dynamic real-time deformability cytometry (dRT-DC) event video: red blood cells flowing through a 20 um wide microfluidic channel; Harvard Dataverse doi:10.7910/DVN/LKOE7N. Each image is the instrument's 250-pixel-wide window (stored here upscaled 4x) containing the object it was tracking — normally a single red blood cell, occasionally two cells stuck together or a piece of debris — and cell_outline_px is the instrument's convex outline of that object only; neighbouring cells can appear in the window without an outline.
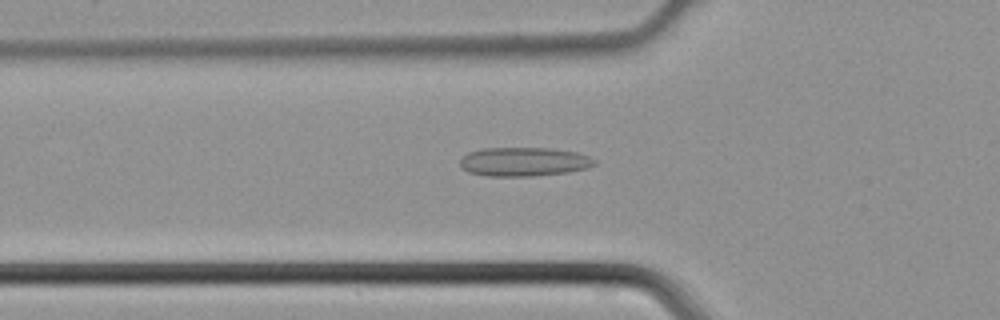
{"species": "common noctule bat (a hibernating species)", "species_latin": "Nyctalus noctula", "temperature_condition": "cold", "stored_images_in_passage": 31, "camera_frame_rate_fps": 3000, "um_per_image_px": 0.085, "animal": {"sex": "male", "body_mass_g": 21.5, "forearm_length_mm": 52.0}, "frame": {"image": 1, "passage_image": 6, "time_ms": 1.667, "image_size_px": [1000, 320], "cell_outline_px": [[596, 164], [588, 168], [568, 172], [532, 176], [488, 176], [468, 172], [460, 168], [460, 160], [468, 152], [484, 148], [552, 148], [576, 152], [588, 156], [596, 160]], "centroid_in_image_um": [44.52, 13.75], "position_along_channel_um": 81.3, "area_um2": 22.77}}
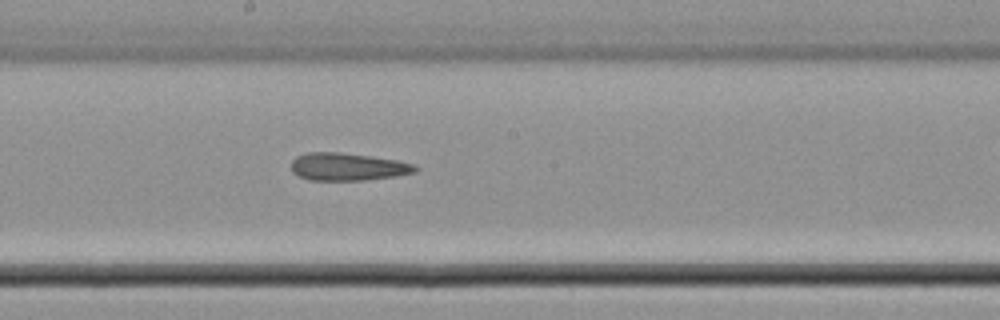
{"frame": {"image": 2, "passage_image": 15, "time_ms": 4.667, "image_size_px": [1000, 320], "cell_outline_px": [[420, 168], [416, 172], [396, 176], [364, 180], [308, 180], [292, 172], [292, 160], [296, 156], [308, 152], [340, 152], [372, 156], [396, 160], [412, 164]], "centroid_in_image_um": [29.55, 14.17], "position_along_channel_um": 218.6, "area_um2": 20.0}}
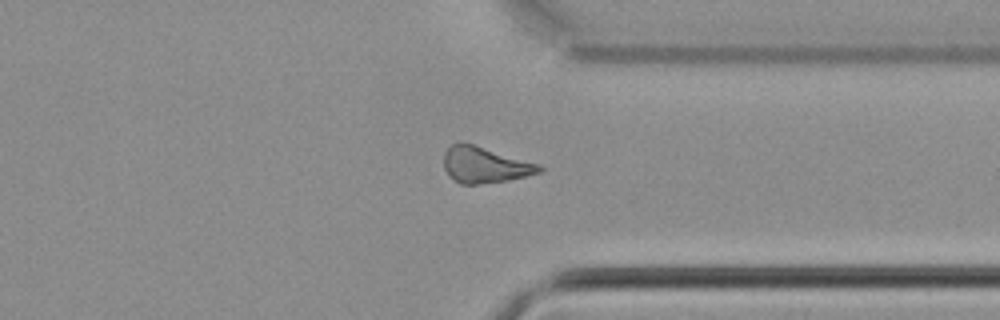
{"frame": {"image": 3, "passage_image": 25, "time_ms": 8.0, "image_size_px": [1000, 320], "cell_outline_px": [[544, 168], [540, 172], [508, 180], [476, 184], [460, 184], [448, 176], [444, 168], [444, 152], [452, 144], [472, 144], [540, 164]], "centroid_in_image_um": [41.19, 14.03], "position_along_channel_um": 370.2, "area_um2": 19.71}}